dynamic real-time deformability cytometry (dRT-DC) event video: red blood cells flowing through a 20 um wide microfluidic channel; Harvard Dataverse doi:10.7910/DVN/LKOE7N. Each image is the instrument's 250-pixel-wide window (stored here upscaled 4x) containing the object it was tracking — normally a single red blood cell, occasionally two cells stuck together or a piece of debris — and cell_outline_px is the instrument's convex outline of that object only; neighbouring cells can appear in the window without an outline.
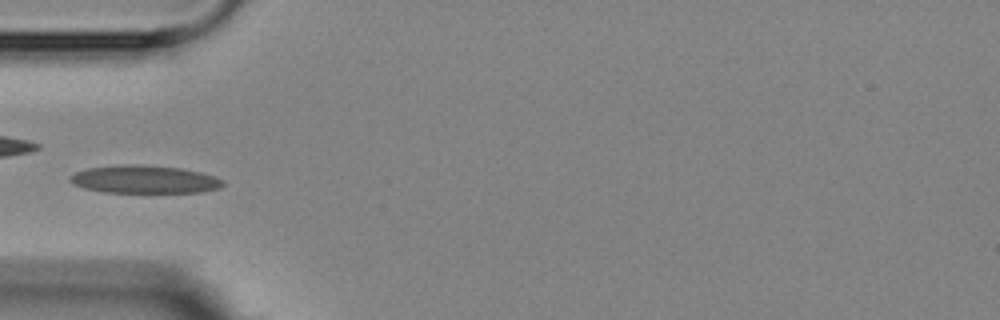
{"species": "Egyptian fruit bat (a non-hibernating species)", "species_latin": "Rousettus aegyptiacus", "temperature_condition": "room temperature", "stored_images_in_passage": 3, "camera_frame_rate_fps": 3000, "um_per_image_px": 0.085, "animal": {"sex": "female"}, "frame": {"image": 1, "passage_image": 3, "time_ms": 2.333, "image_size_px": [1000, 320], "cell_outline_px": [[224, 184], [220, 188], [200, 192], [144, 196], [104, 192], [84, 188], [72, 184], [68, 180], [68, 176], [76, 172], [88, 168], [120, 164], [144, 164], [180, 168], [200, 172], [216, 176], [224, 180]], "centroid_in_image_um": [12.29, 15.3], "position_along_channel_um": 72.7, "area_um2": 26.47}}